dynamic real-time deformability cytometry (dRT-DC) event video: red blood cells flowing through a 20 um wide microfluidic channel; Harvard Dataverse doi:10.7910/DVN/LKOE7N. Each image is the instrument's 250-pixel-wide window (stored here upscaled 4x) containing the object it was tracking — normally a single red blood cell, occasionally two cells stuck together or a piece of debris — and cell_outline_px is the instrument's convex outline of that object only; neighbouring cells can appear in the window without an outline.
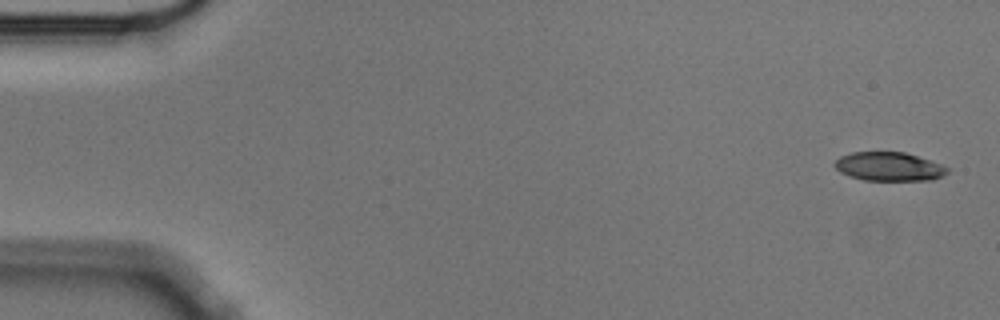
{"species": "Egyptian fruit bat (a non-hibernating species)", "species_latin": "Rousettus aegyptiacus", "temperature_condition": "cold", "stored_images_in_passage": 4, "camera_frame_rate_fps": 3000, "um_per_image_px": 0.085, "animal": {"sex": "male"}, "frame": {"image": 1, "passage_image": 1, "time_ms": 0.0, "image_size_px": [1000, 320], "cell_outline_px": [[948, 172], [944, 176], [932, 180], [864, 180], [848, 176], [840, 172], [832, 164], [840, 156], [852, 152], [904, 152], [940, 164], [948, 168]], "centroid_in_image_um": [75.53, 14.16], "position_along_channel_um": 9.5, "area_um2": 18.84}}
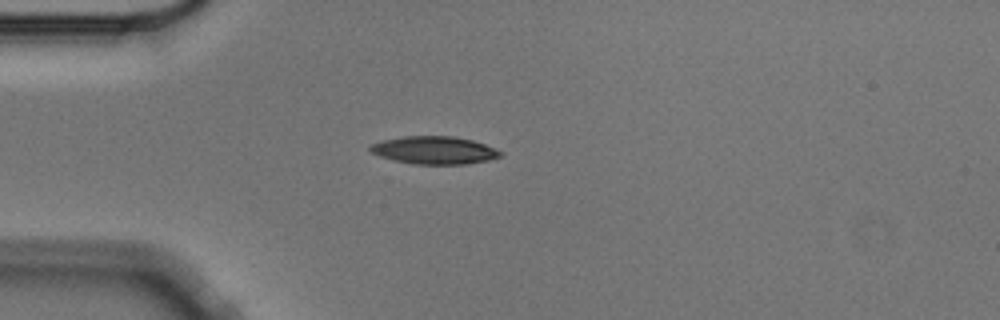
{"frame": {"image": 2, "passage_image": 4, "time_ms": 1.0, "image_size_px": [1000, 320], "cell_outline_px": [[504, 152], [500, 156], [488, 160], [464, 164], [412, 164], [392, 160], [380, 156], [372, 152], [368, 148], [372, 144], [380, 140], [404, 136], [452, 136], [472, 140], [484, 144]], "centroid_in_image_um": [36.89, 12.76], "position_along_channel_um": 48.1, "area_um2": 21.04}}